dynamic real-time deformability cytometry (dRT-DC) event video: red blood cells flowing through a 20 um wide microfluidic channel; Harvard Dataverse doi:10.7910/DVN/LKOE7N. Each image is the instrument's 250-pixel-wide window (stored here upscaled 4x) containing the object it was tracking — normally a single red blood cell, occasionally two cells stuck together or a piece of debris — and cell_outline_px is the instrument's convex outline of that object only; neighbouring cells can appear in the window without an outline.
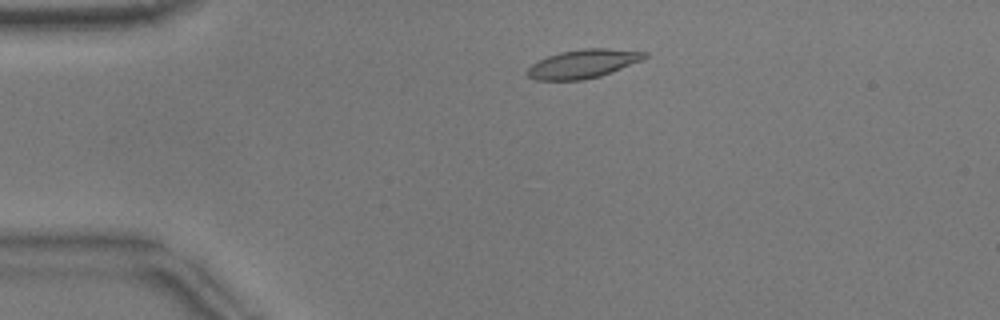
{"species": "common noctule bat (a hibernating species)", "species_latin": "Nyctalus noctula", "temperature_condition": "warm", "stored_images_in_passage": 46, "camera_frame_rate_fps": 3000, "um_per_image_px": 0.085, "animal": {"sex": "male", "body_mass_g": 17.9}, "frame": {"image": 1, "passage_image": 5, "time_ms": 1.333, "image_size_px": [1000, 320], "cell_outline_px": [[648, 56], [644, 60], [600, 76], [580, 80], [536, 80], [528, 76], [524, 72], [532, 64], [548, 56], [560, 52], [584, 48], [604, 48], [648, 52]], "centroid_in_image_um": [49.58, 5.42], "position_along_channel_um": 35.4, "area_um2": 19.59}}
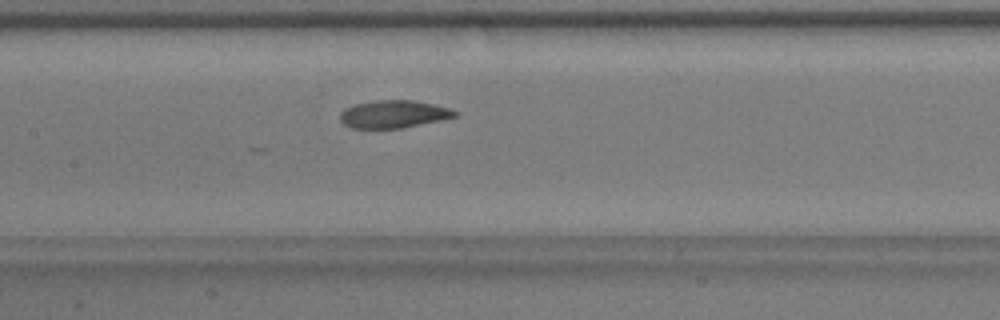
{"frame": {"image": 2, "passage_image": 19, "time_ms": 6.0, "image_size_px": [1000, 320], "cell_outline_px": [[460, 116], [400, 128], [352, 128], [344, 124], [340, 120], [340, 112], [344, 108], [356, 104], [376, 100], [412, 100], [452, 108], [460, 112]], "centroid_in_image_um": [33.49, 9.69], "position_along_channel_um": 173.9, "area_um2": 18.55}}
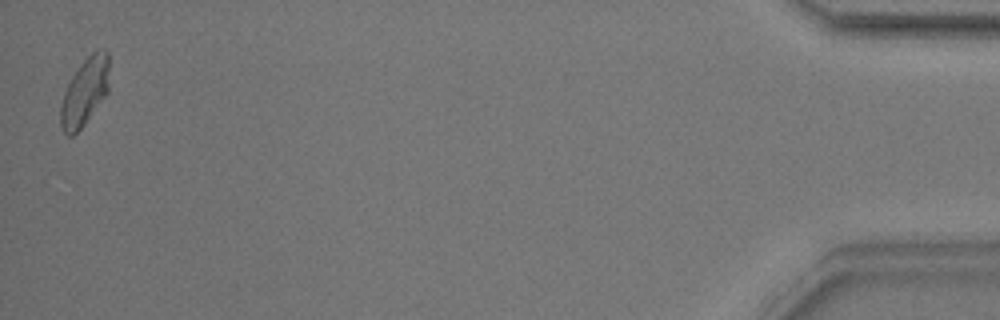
{"frame": {"image": 3, "passage_image": 46, "time_ms": 15.0, "image_size_px": [1000, 320], "cell_outline_px": [[108, 92], [84, 124], [72, 136], [68, 136], [64, 132], [60, 124], [60, 108], [64, 92], [72, 76], [80, 64], [96, 48], [104, 48], [108, 52]], "centroid_in_image_um": [7.2, 7.77], "position_along_channel_um": 428.0, "area_um2": 19.02}, "authors_computed_cell_mechanics": {"area_um2": 19.0451, "velocity_mm_per_s": 3.8157, "shape_relaxation_time_tau1_ms": 4.3366, "shape_relaxation_time_tau2_ms": 1.8582, "deformation_change_tau1": 0.1184, "deformation_change_tau2": 0.0613}}